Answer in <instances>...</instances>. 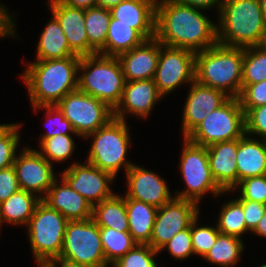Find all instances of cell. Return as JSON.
Here are the masks:
<instances>
[{"label":"cell","mask_w":266,"mask_h":267,"mask_svg":"<svg viewBox=\"0 0 266 267\" xmlns=\"http://www.w3.org/2000/svg\"><path fill=\"white\" fill-rule=\"evenodd\" d=\"M5 8L4 5H0V38L9 37L10 35L11 37H16L14 35L16 33L15 21L9 11H7V8Z\"/></svg>","instance_id":"46"},{"label":"cell","mask_w":266,"mask_h":267,"mask_svg":"<svg viewBox=\"0 0 266 267\" xmlns=\"http://www.w3.org/2000/svg\"><path fill=\"white\" fill-rule=\"evenodd\" d=\"M23 149L13 163L20 189L37 193L43 199L56 179L52 163L37 150L30 147Z\"/></svg>","instance_id":"14"},{"label":"cell","mask_w":266,"mask_h":267,"mask_svg":"<svg viewBox=\"0 0 266 267\" xmlns=\"http://www.w3.org/2000/svg\"><path fill=\"white\" fill-rule=\"evenodd\" d=\"M146 39L132 25L116 23L111 16L105 43V56L117 57L141 45Z\"/></svg>","instance_id":"29"},{"label":"cell","mask_w":266,"mask_h":267,"mask_svg":"<svg viewBox=\"0 0 266 267\" xmlns=\"http://www.w3.org/2000/svg\"><path fill=\"white\" fill-rule=\"evenodd\" d=\"M42 199L37 194L20 189L0 203V229L4 222L27 226L37 204Z\"/></svg>","instance_id":"26"},{"label":"cell","mask_w":266,"mask_h":267,"mask_svg":"<svg viewBox=\"0 0 266 267\" xmlns=\"http://www.w3.org/2000/svg\"><path fill=\"white\" fill-rule=\"evenodd\" d=\"M57 260L90 267H108L99 226L92 218L68 221L61 254Z\"/></svg>","instance_id":"9"},{"label":"cell","mask_w":266,"mask_h":267,"mask_svg":"<svg viewBox=\"0 0 266 267\" xmlns=\"http://www.w3.org/2000/svg\"><path fill=\"white\" fill-rule=\"evenodd\" d=\"M240 189L241 196L236 200H250L266 204V175L250 177L239 181L232 191Z\"/></svg>","instance_id":"39"},{"label":"cell","mask_w":266,"mask_h":267,"mask_svg":"<svg viewBox=\"0 0 266 267\" xmlns=\"http://www.w3.org/2000/svg\"><path fill=\"white\" fill-rule=\"evenodd\" d=\"M74 143L71 135H55L54 137L40 140L41 152L39 153L49 163L53 161L64 162L73 155L75 150Z\"/></svg>","instance_id":"35"},{"label":"cell","mask_w":266,"mask_h":267,"mask_svg":"<svg viewBox=\"0 0 266 267\" xmlns=\"http://www.w3.org/2000/svg\"><path fill=\"white\" fill-rule=\"evenodd\" d=\"M236 159L238 183L246 178L266 175V140L245 134L238 139Z\"/></svg>","instance_id":"24"},{"label":"cell","mask_w":266,"mask_h":267,"mask_svg":"<svg viewBox=\"0 0 266 267\" xmlns=\"http://www.w3.org/2000/svg\"><path fill=\"white\" fill-rule=\"evenodd\" d=\"M182 116L183 138H186L214 110L230 97L224 92L198 83L190 84Z\"/></svg>","instance_id":"16"},{"label":"cell","mask_w":266,"mask_h":267,"mask_svg":"<svg viewBox=\"0 0 266 267\" xmlns=\"http://www.w3.org/2000/svg\"><path fill=\"white\" fill-rule=\"evenodd\" d=\"M160 42L154 37L117 56L126 81L153 79L158 65Z\"/></svg>","instance_id":"20"},{"label":"cell","mask_w":266,"mask_h":267,"mask_svg":"<svg viewBox=\"0 0 266 267\" xmlns=\"http://www.w3.org/2000/svg\"><path fill=\"white\" fill-rule=\"evenodd\" d=\"M262 13L264 15V18L266 20V0H259Z\"/></svg>","instance_id":"54"},{"label":"cell","mask_w":266,"mask_h":267,"mask_svg":"<svg viewBox=\"0 0 266 267\" xmlns=\"http://www.w3.org/2000/svg\"><path fill=\"white\" fill-rule=\"evenodd\" d=\"M243 206L246 227L252 232L266 212V204L250 201L237 200Z\"/></svg>","instance_id":"44"},{"label":"cell","mask_w":266,"mask_h":267,"mask_svg":"<svg viewBox=\"0 0 266 267\" xmlns=\"http://www.w3.org/2000/svg\"><path fill=\"white\" fill-rule=\"evenodd\" d=\"M156 2H170L175 4H182L187 6H193L199 9L208 10L215 7L220 11L222 0H157Z\"/></svg>","instance_id":"47"},{"label":"cell","mask_w":266,"mask_h":267,"mask_svg":"<svg viewBox=\"0 0 266 267\" xmlns=\"http://www.w3.org/2000/svg\"><path fill=\"white\" fill-rule=\"evenodd\" d=\"M126 197L151 204L157 208L170 202L172 196L164 179L148 169L133 165L127 172Z\"/></svg>","instance_id":"17"},{"label":"cell","mask_w":266,"mask_h":267,"mask_svg":"<svg viewBox=\"0 0 266 267\" xmlns=\"http://www.w3.org/2000/svg\"><path fill=\"white\" fill-rule=\"evenodd\" d=\"M160 253L149 244H136L130 251L112 264L113 267H158L153 259Z\"/></svg>","instance_id":"36"},{"label":"cell","mask_w":266,"mask_h":267,"mask_svg":"<svg viewBox=\"0 0 266 267\" xmlns=\"http://www.w3.org/2000/svg\"><path fill=\"white\" fill-rule=\"evenodd\" d=\"M246 134L245 112L239 98H229L214 110L186 138L208 147L218 142L240 139Z\"/></svg>","instance_id":"8"},{"label":"cell","mask_w":266,"mask_h":267,"mask_svg":"<svg viewBox=\"0 0 266 267\" xmlns=\"http://www.w3.org/2000/svg\"><path fill=\"white\" fill-rule=\"evenodd\" d=\"M38 267H51L49 264H38Z\"/></svg>","instance_id":"55"},{"label":"cell","mask_w":266,"mask_h":267,"mask_svg":"<svg viewBox=\"0 0 266 267\" xmlns=\"http://www.w3.org/2000/svg\"><path fill=\"white\" fill-rule=\"evenodd\" d=\"M57 264L60 267H90V266H86V265L73 264V263H69L67 261H61V260H54L51 263H49V265L51 267H57Z\"/></svg>","instance_id":"51"},{"label":"cell","mask_w":266,"mask_h":267,"mask_svg":"<svg viewBox=\"0 0 266 267\" xmlns=\"http://www.w3.org/2000/svg\"><path fill=\"white\" fill-rule=\"evenodd\" d=\"M195 55L191 50L160 43L158 65L153 80L163 97L180 85H190L195 80Z\"/></svg>","instance_id":"12"},{"label":"cell","mask_w":266,"mask_h":267,"mask_svg":"<svg viewBox=\"0 0 266 267\" xmlns=\"http://www.w3.org/2000/svg\"><path fill=\"white\" fill-rule=\"evenodd\" d=\"M128 129L126 121L114 117L97 131L87 135L85 138L92 137L93 142L86 161L113 177H117L122 167L126 173L134 165L126 160L131 144Z\"/></svg>","instance_id":"6"},{"label":"cell","mask_w":266,"mask_h":267,"mask_svg":"<svg viewBox=\"0 0 266 267\" xmlns=\"http://www.w3.org/2000/svg\"><path fill=\"white\" fill-rule=\"evenodd\" d=\"M246 135H259L266 140V105L251 108L245 114ZM252 134V136H251Z\"/></svg>","instance_id":"43"},{"label":"cell","mask_w":266,"mask_h":267,"mask_svg":"<svg viewBox=\"0 0 266 267\" xmlns=\"http://www.w3.org/2000/svg\"><path fill=\"white\" fill-rule=\"evenodd\" d=\"M218 217L216 225L220 233L242 239L241 235L249 231L244 219L243 206L236 199L223 204Z\"/></svg>","instance_id":"34"},{"label":"cell","mask_w":266,"mask_h":267,"mask_svg":"<svg viewBox=\"0 0 266 267\" xmlns=\"http://www.w3.org/2000/svg\"><path fill=\"white\" fill-rule=\"evenodd\" d=\"M106 263L112 265L137 243L129 232L116 231L108 227H99Z\"/></svg>","instance_id":"32"},{"label":"cell","mask_w":266,"mask_h":267,"mask_svg":"<svg viewBox=\"0 0 266 267\" xmlns=\"http://www.w3.org/2000/svg\"><path fill=\"white\" fill-rule=\"evenodd\" d=\"M242 69L241 47H229L217 42L195 55V80L224 92L230 98H238L241 94Z\"/></svg>","instance_id":"3"},{"label":"cell","mask_w":266,"mask_h":267,"mask_svg":"<svg viewBox=\"0 0 266 267\" xmlns=\"http://www.w3.org/2000/svg\"><path fill=\"white\" fill-rule=\"evenodd\" d=\"M199 215L191 223V238L195 255H199L202 258L215 244L220 231L216 227L205 226L198 227Z\"/></svg>","instance_id":"37"},{"label":"cell","mask_w":266,"mask_h":267,"mask_svg":"<svg viewBox=\"0 0 266 267\" xmlns=\"http://www.w3.org/2000/svg\"><path fill=\"white\" fill-rule=\"evenodd\" d=\"M57 180V178L54 180L42 200L52 209L60 212L68 221L92 218L91 203L72 189L63 178H61L62 184H59Z\"/></svg>","instance_id":"22"},{"label":"cell","mask_w":266,"mask_h":267,"mask_svg":"<svg viewBox=\"0 0 266 267\" xmlns=\"http://www.w3.org/2000/svg\"><path fill=\"white\" fill-rule=\"evenodd\" d=\"M52 15L62 28L70 49L78 56L97 54L90 46L85 30V10L73 8L60 0H49Z\"/></svg>","instance_id":"18"},{"label":"cell","mask_w":266,"mask_h":267,"mask_svg":"<svg viewBox=\"0 0 266 267\" xmlns=\"http://www.w3.org/2000/svg\"><path fill=\"white\" fill-rule=\"evenodd\" d=\"M92 220L99 227H108L116 231L128 232L129 222L125 205V198L113 194L93 205Z\"/></svg>","instance_id":"28"},{"label":"cell","mask_w":266,"mask_h":267,"mask_svg":"<svg viewBox=\"0 0 266 267\" xmlns=\"http://www.w3.org/2000/svg\"><path fill=\"white\" fill-rule=\"evenodd\" d=\"M123 1L125 0H97V6L106 9H111L113 6H116Z\"/></svg>","instance_id":"50"},{"label":"cell","mask_w":266,"mask_h":267,"mask_svg":"<svg viewBox=\"0 0 266 267\" xmlns=\"http://www.w3.org/2000/svg\"><path fill=\"white\" fill-rule=\"evenodd\" d=\"M61 178L92 206L114 194L109 184L113 183L115 177L87 161L85 164L74 162L62 172Z\"/></svg>","instance_id":"15"},{"label":"cell","mask_w":266,"mask_h":267,"mask_svg":"<svg viewBox=\"0 0 266 267\" xmlns=\"http://www.w3.org/2000/svg\"><path fill=\"white\" fill-rule=\"evenodd\" d=\"M182 4L156 2L155 38L171 47L195 53L217 43V24L202 11Z\"/></svg>","instance_id":"1"},{"label":"cell","mask_w":266,"mask_h":267,"mask_svg":"<svg viewBox=\"0 0 266 267\" xmlns=\"http://www.w3.org/2000/svg\"><path fill=\"white\" fill-rule=\"evenodd\" d=\"M13 125L11 124H0V137Z\"/></svg>","instance_id":"53"},{"label":"cell","mask_w":266,"mask_h":267,"mask_svg":"<svg viewBox=\"0 0 266 267\" xmlns=\"http://www.w3.org/2000/svg\"><path fill=\"white\" fill-rule=\"evenodd\" d=\"M56 106L84 139L114 118V110L107 103L79 89L68 93Z\"/></svg>","instance_id":"11"},{"label":"cell","mask_w":266,"mask_h":267,"mask_svg":"<svg viewBox=\"0 0 266 267\" xmlns=\"http://www.w3.org/2000/svg\"><path fill=\"white\" fill-rule=\"evenodd\" d=\"M238 139L218 142L207 147L211 174L224 192H230L238 184Z\"/></svg>","instance_id":"21"},{"label":"cell","mask_w":266,"mask_h":267,"mask_svg":"<svg viewBox=\"0 0 266 267\" xmlns=\"http://www.w3.org/2000/svg\"><path fill=\"white\" fill-rule=\"evenodd\" d=\"M257 46L266 50V25H265V28H264L262 35H261V39H260Z\"/></svg>","instance_id":"52"},{"label":"cell","mask_w":266,"mask_h":267,"mask_svg":"<svg viewBox=\"0 0 266 267\" xmlns=\"http://www.w3.org/2000/svg\"><path fill=\"white\" fill-rule=\"evenodd\" d=\"M20 125L22 124L13 123V125L0 137V169L13 166L19 145Z\"/></svg>","instance_id":"40"},{"label":"cell","mask_w":266,"mask_h":267,"mask_svg":"<svg viewBox=\"0 0 266 267\" xmlns=\"http://www.w3.org/2000/svg\"><path fill=\"white\" fill-rule=\"evenodd\" d=\"M217 42L229 47L257 46L266 20L259 0H222Z\"/></svg>","instance_id":"4"},{"label":"cell","mask_w":266,"mask_h":267,"mask_svg":"<svg viewBox=\"0 0 266 267\" xmlns=\"http://www.w3.org/2000/svg\"><path fill=\"white\" fill-rule=\"evenodd\" d=\"M81 56L64 59L36 60L21 75L33 107L56 105L68 93L78 89Z\"/></svg>","instance_id":"2"},{"label":"cell","mask_w":266,"mask_h":267,"mask_svg":"<svg viewBox=\"0 0 266 267\" xmlns=\"http://www.w3.org/2000/svg\"><path fill=\"white\" fill-rule=\"evenodd\" d=\"M68 220L41 200L27 224L31 250L38 264H49L60 257Z\"/></svg>","instance_id":"7"},{"label":"cell","mask_w":266,"mask_h":267,"mask_svg":"<svg viewBox=\"0 0 266 267\" xmlns=\"http://www.w3.org/2000/svg\"><path fill=\"white\" fill-rule=\"evenodd\" d=\"M198 208L196 202L176 197L159 207L149 245L160 251L175 234L190 227L192 221L200 215Z\"/></svg>","instance_id":"13"},{"label":"cell","mask_w":266,"mask_h":267,"mask_svg":"<svg viewBox=\"0 0 266 267\" xmlns=\"http://www.w3.org/2000/svg\"><path fill=\"white\" fill-rule=\"evenodd\" d=\"M36 50V60L64 59L76 55L54 16L41 32Z\"/></svg>","instance_id":"27"},{"label":"cell","mask_w":266,"mask_h":267,"mask_svg":"<svg viewBox=\"0 0 266 267\" xmlns=\"http://www.w3.org/2000/svg\"><path fill=\"white\" fill-rule=\"evenodd\" d=\"M60 1L70 7L81 8L84 10L97 6V0H60Z\"/></svg>","instance_id":"48"},{"label":"cell","mask_w":266,"mask_h":267,"mask_svg":"<svg viewBox=\"0 0 266 267\" xmlns=\"http://www.w3.org/2000/svg\"><path fill=\"white\" fill-rule=\"evenodd\" d=\"M244 250L242 239L219 233L215 244L203 257L211 264L221 267H232L239 261Z\"/></svg>","instance_id":"31"},{"label":"cell","mask_w":266,"mask_h":267,"mask_svg":"<svg viewBox=\"0 0 266 267\" xmlns=\"http://www.w3.org/2000/svg\"><path fill=\"white\" fill-rule=\"evenodd\" d=\"M20 190L16 171L13 166L0 169V203Z\"/></svg>","instance_id":"45"},{"label":"cell","mask_w":266,"mask_h":267,"mask_svg":"<svg viewBox=\"0 0 266 267\" xmlns=\"http://www.w3.org/2000/svg\"><path fill=\"white\" fill-rule=\"evenodd\" d=\"M78 89L107 103L113 110L120 103L126 83L117 57L101 54L81 56Z\"/></svg>","instance_id":"5"},{"label":"cell","mask_w":266,"mask_h":267,"mask_svg":"<svg viewBox=\"0 0 266 267\" xmlns=\"http://www.w3.org/2000/svg\"><path fill=\"white\" fill-rule=\"evenodd\" d=\"M111 20L110 9L99 6L85 9V30L89 46L105 56L107 31Z\"/></svg>","instance_id":"30"},{"label":"cell","mask_w":266,"mask_h":267,"mask_svg":"<svg viewBox=\"0 0 266 267\" xmlns=\"http://www.w3.org/2000/svg\"><path fill=\"white\" fill-rule=\"evenodd\" d=\"M125 198L129 233L137 244H149L157 207L132 198Z\"/></svg>","instance_id":"25"},{"label":"cell","mask_w":266,"mask_h":267,"mask_svg":"<svg viewBox=\"0 0 266 267\" xmlns=\"http://www.w3.org/2000/svg\"><path fill=\"white\" fill-rule=\"evenodd\" d=\"M266 80V50L254 46L243 48L242 90L249 84Z\"/></svg>","instance_id":"33"},{"label":"cell","mask_w":266,"mask_h":267,"mask_svg":"<svg viewBox=\"0 0 266 267\" xmlns=\"http://www.w3.org/2000/svg\"><path fill=\"white\" fill-rule=\"evenodd\" d=\"M259 267H266V263H265V264H263V265H260Z\"/></svg>","instance_id":"56"},{"label":"cell","mask_w":266,"mask_h":267,"mask_svg":"<svg viewBox=\"0 0 266 267\" xmlns=\"http://www.w3.org/2000/svg\"><path fill=\"white\" fill-rule=\"evenodd\" d=\"M183 141L179 168L187 188L181 192L176 191L174 197L191 200L198 204L207 192H212L214 196L228 193L218 186L211 174L207 147L194 144L187 138Z\"/></svg>","instance_id":"10"},{"label":"cell","mask_w":266,"mask_h":267,"mask_svg":"<svg viewBox=\"0 0 266 267\" xmlns=\"http://www.w3.org/2000/svg\"><path fill=\"white\" fill-rule=\"evenodd\" d=\"M46 109L47 121L50 125L49 130L46 131L43 135L41 134V139H47L54 137L55 135H76L75 137L79 136L75 133L71 123L64 117L63 113L59 110L56 105H42V106H35L34 110L37 112L39 109ZM37 110V111H36ZM53 115V116H52ZM54 128H53V127ZM52 127V128H51ZM51 129V130H50Z\"/></svg>","instance_id":"38"},{"label":"cell","mask_w":266,"mask_h":267,"mask_svg":"<svg viewBox=\"0 0 266 267\" xmlns=\"http://www.w3.org/2000/svg\"><path fill=\"white\" fill-rule=\"evenodd\" d=\"M157 0H125L110 9L116 23L132 25L146 40L155 37Z\"/></svg>","instance_id":"23"},{"label":"cell","mask_w":266,"mask_h":267,"mask_svg":"<svg viewBox=\"0 0 266 267\" xmlns=\"http://www.w3.org/2000/svg\"><path fill=\"white\" fill-rule=\"evenodd\" d=\"M238 98L245 114L251 108L266 105V80L247 85Z\"/></svg>","instance_id":"42"},{"label":"cell","mask_w":266,"mask_h":267,"mask_svg":"<svg viewBox=\"0 0 266 267\" xmlns=\"http://www.w3.org/2000/svg\"><path fill=\"white\" fill-rule=\"evenodd\" d=\"M259 235L266 238V212L264 216L260 219L258 225L255 227V229L252 231V234Z\"/></svg>","instance_id":"49"},{"label":"cell","mask_w":266,"mask_h":267,"mask_svg":"<svg viewBox=\"0 0 266 267\" xmlns=\"http://www.w3.org/2000/svg\"><path fill=\"white\" fill-rule=\"evenodd\" d=\"M166 248L169 250L170 255L176 260H184L191 255H194L191 238V225L189 228L175 234L159 252L165 250Z\"/></svg>","instance_id":"41"},{"label":"cell","mask_w":266,"mask_h":267,"mask_svg":"<svg viewBox=\"0 0 266 267\" xmlns=\"http://www.w3.org/2000/svg\"><path fill=\"white\" fill-rule=\"evenodd\" d=\"M162 98L153 79L126 81L122 99L114 109V117L125 121L126 114L130 113L145 118Z\"/></svg>","instance_id":"19"}]
</instances>
